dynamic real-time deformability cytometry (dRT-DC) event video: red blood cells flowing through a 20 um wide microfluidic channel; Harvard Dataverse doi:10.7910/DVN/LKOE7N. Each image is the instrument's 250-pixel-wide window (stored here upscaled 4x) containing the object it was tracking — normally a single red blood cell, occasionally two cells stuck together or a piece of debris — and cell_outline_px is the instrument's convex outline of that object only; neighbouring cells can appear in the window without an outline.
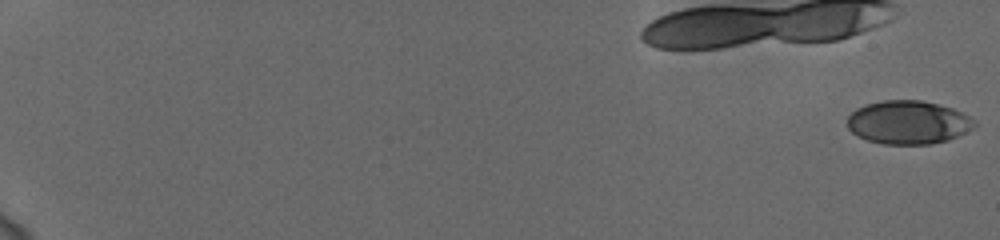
{"species": "human", "species_latin": "Homo sapiens", "temperature_condition": "cold", "stored_images_in_passage": 58, "camera_frame_rate_fps": 3000, "um_per_image_px": 0.085, "donor": {"sex": "female"}, "frame": {"image": 1, "passage_image": 1, "time_ms": 0.0, "image_size_px": [1000, 240], "cell_outline_px": [[976, 124], [972, 128], [948, 140], [932, 144], [884, 144], [868, 140], [856, 136], [848, 128], [848, 116], [856, 108], [864, 104], [884, 100], [920, 100], [952, 108], [976, 120]], "centroid_in_image_um": [77.16, 10.4], "position_along_channel_um": 7.8, "area_um2": 32.08}}
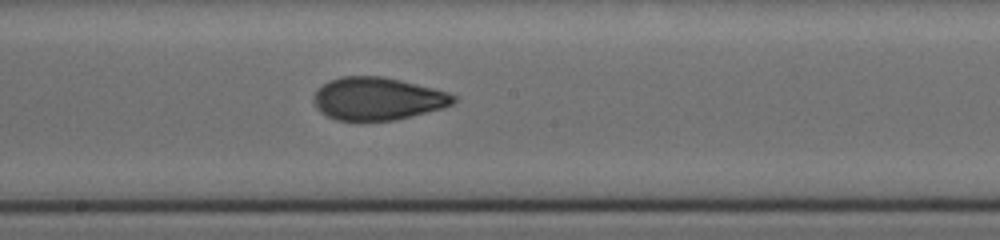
{"frame": {"image": 2, "passage_image": 36, "time_ms": 11.667, "image_size_px": [1000, 240], "cell_outline_px": [[456, 100], [452, 104], [444, 108], [396, 120], [336, 120], [320, 112], [316, 108], [312, 100], [312, 96], [316, 88], [328, 80], [340, 76], [384, 76], [448, 92], [456, 96]], "centroid_in_image_um": [32.05, 8.38], "position_along_channel_um": 216.2, "area_um2": 35.08}}
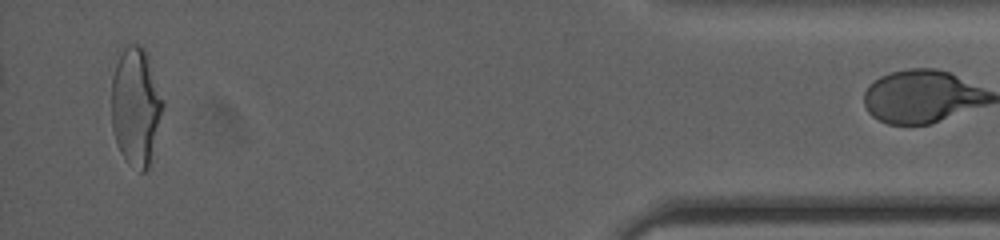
{"frame": {"image": 3, "passage_image": 57, "time_ms": 18.667, "image_size_px": [1000, 240], "cell_outline_px": [[164, 104], [148, 168], [144, 172], [140, 172], [128, 164], [120, 152], [116, 144], [112, 128], [112, 76], [120, 44], [140, 44], [148, 52]], "centroid_in_image_um": [11.51, 8.97], "position_along_channel_um": 423.7, "area_um2": 35.89}}